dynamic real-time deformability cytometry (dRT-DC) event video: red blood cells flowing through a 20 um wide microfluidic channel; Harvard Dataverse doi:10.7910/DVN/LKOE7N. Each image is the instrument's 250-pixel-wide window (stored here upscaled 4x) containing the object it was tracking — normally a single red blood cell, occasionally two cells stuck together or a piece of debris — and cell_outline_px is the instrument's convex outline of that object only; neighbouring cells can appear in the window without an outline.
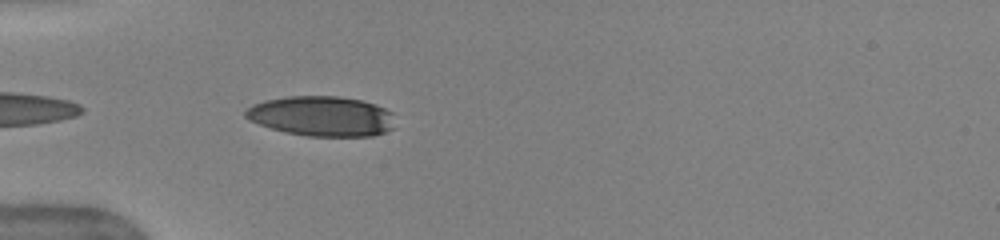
{"species": "human", "species_latin": "Homo sapiens", "temperature_condition": "warm", "stored_images_in_passage": 3, "camera_frame_rate_fps": 3000, "um_per_image_px": 0.085, "donor": {"sex": "female"}, "frame": {"image": 1, "passage_image": 3, "time_ms": 0.667, "image_size_px": [1000, 240], "cell_outline_px": [[376, 132], [304, 132], [280, 100], [352, 100], [368, 104], [376, 108]], "centroid_in_image_um": [28.27, 9.83], "position_along_channel_um": 56.7, "area_um2": 18.84}}